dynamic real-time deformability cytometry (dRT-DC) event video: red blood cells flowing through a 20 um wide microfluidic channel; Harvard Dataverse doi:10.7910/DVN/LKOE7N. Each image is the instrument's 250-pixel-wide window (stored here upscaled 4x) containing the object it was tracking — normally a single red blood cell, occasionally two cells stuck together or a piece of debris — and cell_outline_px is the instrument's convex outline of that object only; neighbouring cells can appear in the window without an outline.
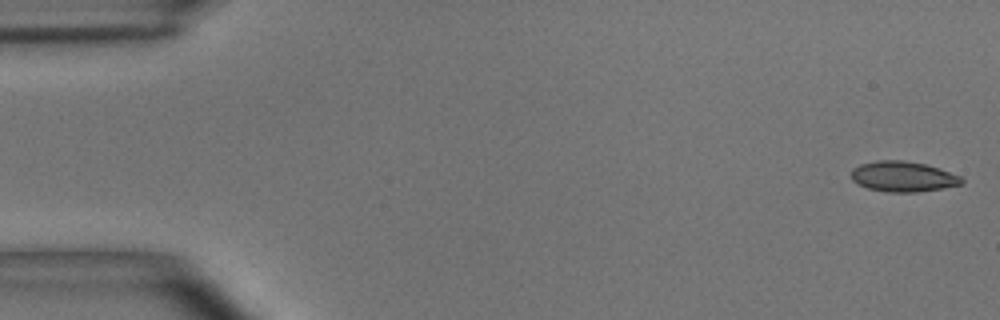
{"species": "common noctule bat (a hibernating species)", "species_latin": "Nyctalus noctula", "temperature_condition": "room temperature", "stored_images_in_passage": 6, "camera_frame_rate_fps": 3000, "um_per_image_px": 0.085, "animal": {"sex": "male", "body_mass_g": 15.6}, "frame": {"image": 1, "passage_image": 1, "time_ms": 0.0, "image_size_px": [1000, 320], "cell_outline_px": [[964, 184], [944, 188], [916, 192], [888, 192], [868, 188], [852, 180], [852, 168], [860, 164], [880, 160], [900, 160], [924, 164], [960, 176], [964, 180]], "centroid_in_image_um": [76.76, 15.01], "position_along_channel_um": 8.2, "area_um2": 19.31}}
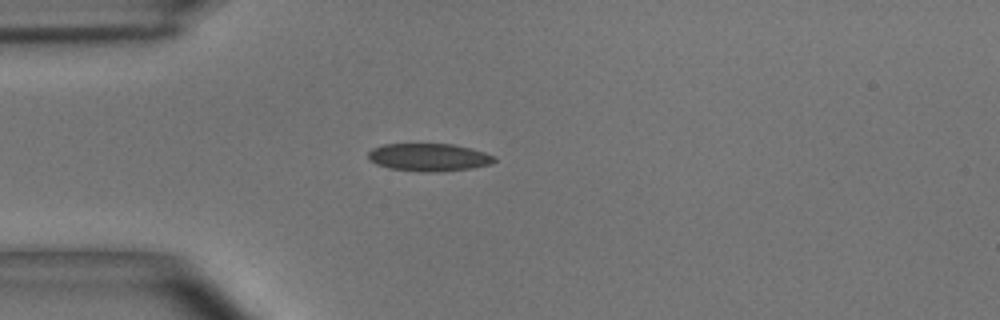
{"frame": {"image": 2, "passage_image": 4, "time_ms": 1.0, "image_size_px": [1000, 320], "cell_outline_px": [[496, 160], [492, 164], [472, 168], [432, 172], [424, 172], [388, 168], [376, 164], [368, 160], [368, 152], [372, 148], [384, 144], [452, 144], [484, 152], [496, 156]], "centroid_in_image_um": [36.44, 13.37], "position_along_channel_um": 48.6, "area_um2": 20.4}}